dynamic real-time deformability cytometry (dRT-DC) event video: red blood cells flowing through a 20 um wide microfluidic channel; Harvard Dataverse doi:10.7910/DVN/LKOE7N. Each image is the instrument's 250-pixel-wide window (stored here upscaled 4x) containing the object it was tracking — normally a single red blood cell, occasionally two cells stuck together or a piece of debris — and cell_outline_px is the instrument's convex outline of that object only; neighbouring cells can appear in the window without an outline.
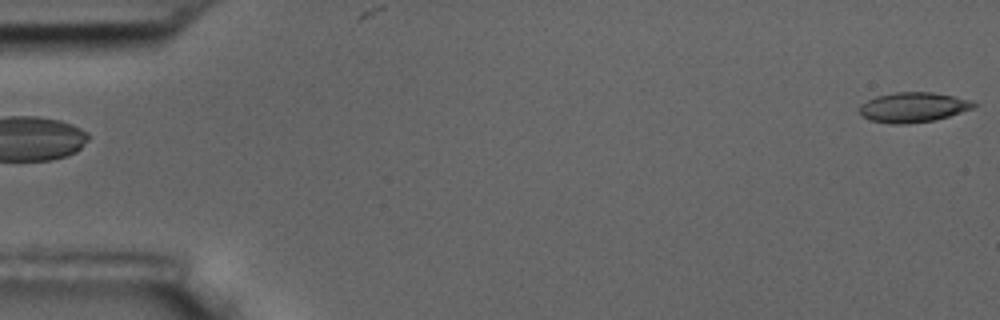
{"species": "common noctule bat (a hibernating species)", "species_latin": "Nyctalus noctula", "temperature_condition": "room temperature", "stored_images_in_passage": 5, "camera_frame_rate_fps": 3000, "um_per_image_px": 0.085, "animal": {"sex": "male", "body_mass_g": 17.5, "forearm_length_mm": 52.3}, "frame": {"image": 1, "passage_image": 5, "time_ms": 5.667, "image_size_px": [1000, 320], "cell_outline_px": [[976, 108], [936, 120], [908, 124], [892, 124], [872, 120], [860, 116], [856, 108], [860, 104], [876, 96], [896, 92], [932, 92], [972, 100], [976, 104]], "centroid_in_image_um": [77.6, 9.12], "position_along_channel_um": 7.4, "area_um2": 20.23}}